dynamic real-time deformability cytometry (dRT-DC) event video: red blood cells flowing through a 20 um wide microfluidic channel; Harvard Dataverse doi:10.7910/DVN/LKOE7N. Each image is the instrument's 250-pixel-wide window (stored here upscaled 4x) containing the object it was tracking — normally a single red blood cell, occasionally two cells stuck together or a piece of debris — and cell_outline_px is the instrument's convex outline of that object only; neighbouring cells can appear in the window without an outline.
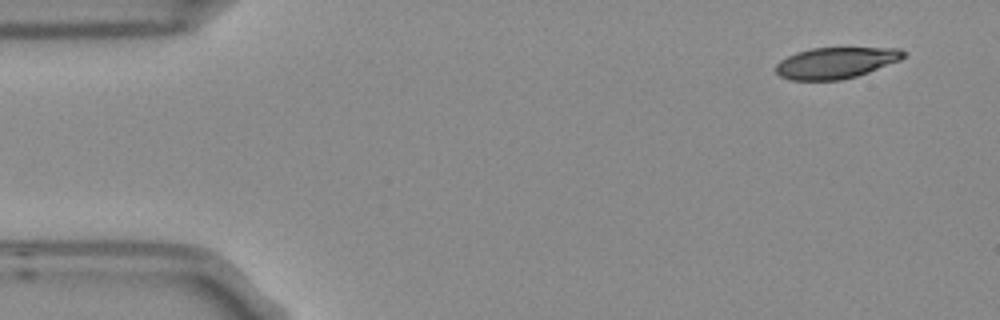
{"species": "Egyptian fruit bat (a non-hibernating species)", "species_latin": "Rousettus aegyptiacus", "temperature_condition": "room temperature", "stored_images_in_passage": 4, "camera_frame_rate_fps": 3000, "um_per_image_px": 0.085, "frame": {"image": 1, "passage_image": 1, "time_ms": 0.0, "image_size_px": [1000, 320], "cell_outline_px": [[908, 56], [900, 60], [868, 72], [856, 76], [840, 80], [792, 80], [780, 76], [776, 72], [776, 64], [780, 60], [796, 52], [812, 48], [900, 48], [908, 52]], "centroid_in_image_um": [71.08, 5.33], "position_along_channel_um": 13.9, "area_um2": 23.24}}
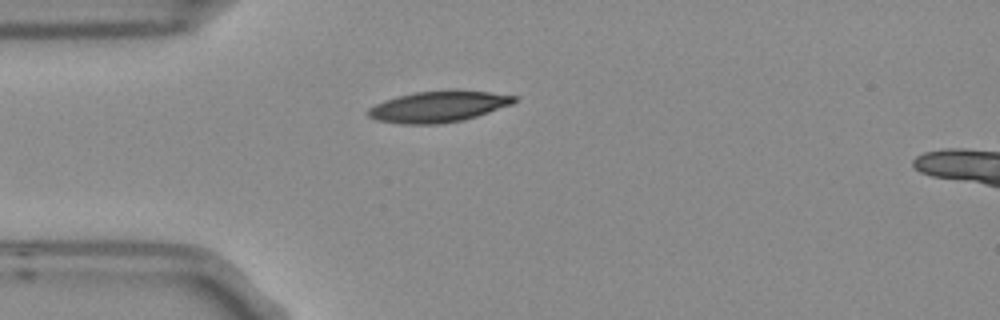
{"frame": {"image": 2, "passage_image": 4, "time_ms": 1.0, "image_size_px": [1000, 320], "cell_outline_px": [[520, 100], [512, 104], [464, 120], [436, 124], [400, 124], [376, 120], [368, 116], [364, 112], [368, 108], [384, 100], [416, 92], [448, 88], [460, 88], [520, 96]], "centroid_in_image_um": [37.3, 9.03], "position_along_channel_um": 47.7, "area_um2": 27.22}}